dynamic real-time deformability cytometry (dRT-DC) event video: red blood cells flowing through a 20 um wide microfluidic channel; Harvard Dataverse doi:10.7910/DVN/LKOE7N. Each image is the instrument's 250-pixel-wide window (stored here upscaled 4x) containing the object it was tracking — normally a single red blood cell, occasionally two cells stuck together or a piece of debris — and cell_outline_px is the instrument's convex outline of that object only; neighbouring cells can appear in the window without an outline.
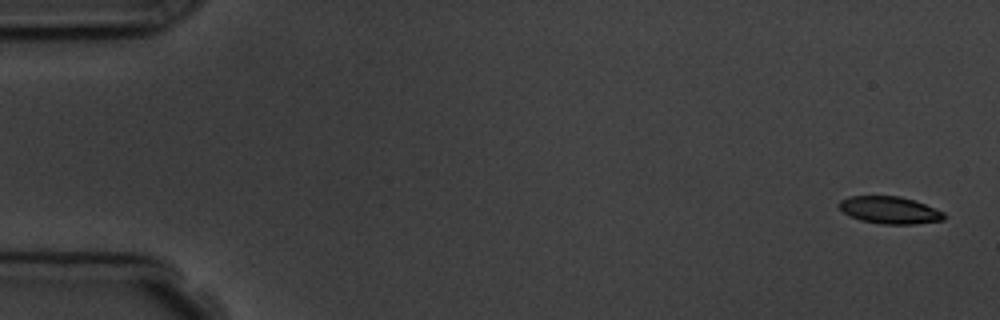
{"species": "common noctule bat (a hibernating species)", "species_latin": "Nyctalus noctula", "temperature_condition": "room temperature", "stored_images_in_passage": 6, "camera_frame_rate_fps": 3000, "um_per_image_px": 0.085, "animal": {"sex": "male", "body_mass_g": 19.5, "forearm_length_mm": 54.6}, "frame": {"image": 1, "passage_image": 1, "time_ms": 0.0, "image_size_px": [1000, 320], "cell_outline_px": [[948, 216], [944, 220], [916, 224], [880, 224], [860, 220], [844, 212], [836, 204], [840, 200], [848, 196], [900, 196], [924, 204], [944, 212]], "centroid_in_image_um": [75.63, 17.86], "position_along_channel_um": 9.4, "area_um2": 16.7}}
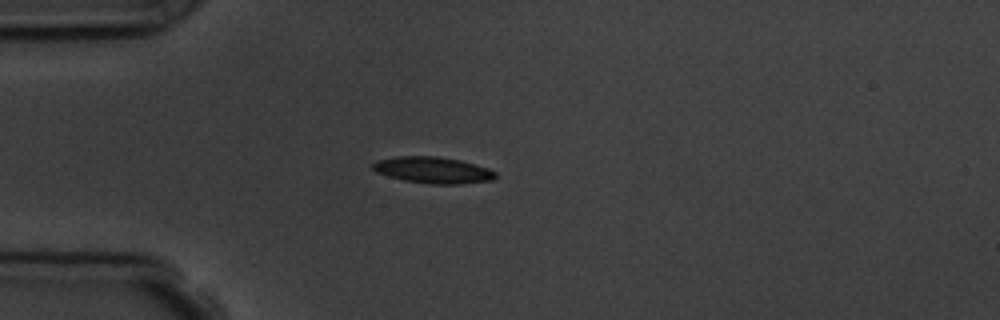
{"frame": {"image": 2, "passage_image": 4, "time_ms": 4.333, "image_size_px": [1000, 320], "cell_outline_px": [[496, 176], [492, 180], [460, 184], [428, 184], [404, 180], [388, 176], [376, 172], [372, 168], [372, 164], [376, 160], [396, 156], [436, 156], [460, 160], [488, 168], [496, 172]], "centroid_in_image_um": [36.78, 14.45], "position_along_channel_um": 48.2, "area_um2": 18.9}}